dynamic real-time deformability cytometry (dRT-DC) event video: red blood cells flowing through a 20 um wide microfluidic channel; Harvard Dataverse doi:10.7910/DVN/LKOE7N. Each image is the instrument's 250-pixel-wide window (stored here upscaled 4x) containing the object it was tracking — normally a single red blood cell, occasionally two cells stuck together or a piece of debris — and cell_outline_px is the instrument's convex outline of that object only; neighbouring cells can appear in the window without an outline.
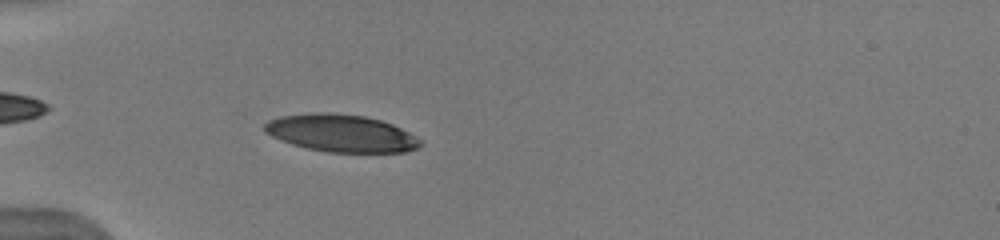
{"species": "human", "species_latin": "Homo sapiens", "temperature_condition": "warm", "stored_images_in_passage": 18, "camera_frame_rate_fps": 3000, "um_per_image_px": 0.085, "donor": {"sex": "male"}, "frame": {"image": 1, "passage_image": 11, "time_ms": 5.0, "image_size_px": [1000, 240], "cell_outline_px": [[424, 144], [416, 148], [404, 152], [328, 152], [308, 148], [292, 144], [280, 140], [264, 132], [264, 124], [268, 120], [280, 116], [312, 112], [332, 112], [364, 116], [380, 120], [392, 124], [424, 140]], "centroid_in_image_um": [29.0, 11.31], "position_along_channel_um": 56.0, "area_um2": 34.1}}